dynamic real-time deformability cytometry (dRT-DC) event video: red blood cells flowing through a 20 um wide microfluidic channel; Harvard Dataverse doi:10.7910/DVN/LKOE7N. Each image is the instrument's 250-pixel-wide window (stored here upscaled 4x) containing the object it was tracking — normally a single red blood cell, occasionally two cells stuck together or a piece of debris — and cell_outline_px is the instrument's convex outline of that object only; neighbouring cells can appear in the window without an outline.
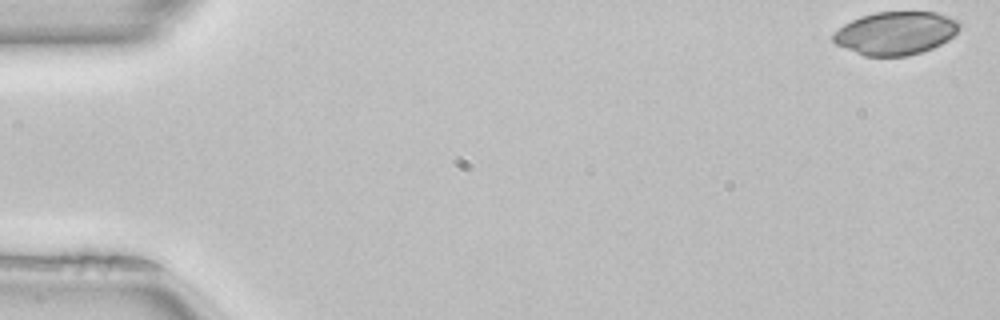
{"species": "common noctule bat (a hibernating species)", "species_latin": "Nyctalus noctula", "temperature_condition": "room temperature", "stored_images_in_passage": 51, "camera_frame_rate_fps": 3000, "um_per_image_px": 0.085, "animal": {"sex": "female", "body_mass_g": 22.7, "forearm_length_mm": 54.2}, "frame": {"image": 1, "passage_image": 1, "time_ms": 0.0, "image_size_px": [1000, 320], "cell_outline_px": [[960, 28], [948, 40], [932, 48], [920, 52], [904, 56], [864, 56], [836, 44], [832, 40], [832, 36], [844, 24], [860, 16], [876, 12], [936, 12], [948, 16], [956, 20], [960, 24]], "centroid_in_image_um": [76.13, 2.81], "position_along_channel_um": 8.9, "area_um2": 31.5}}
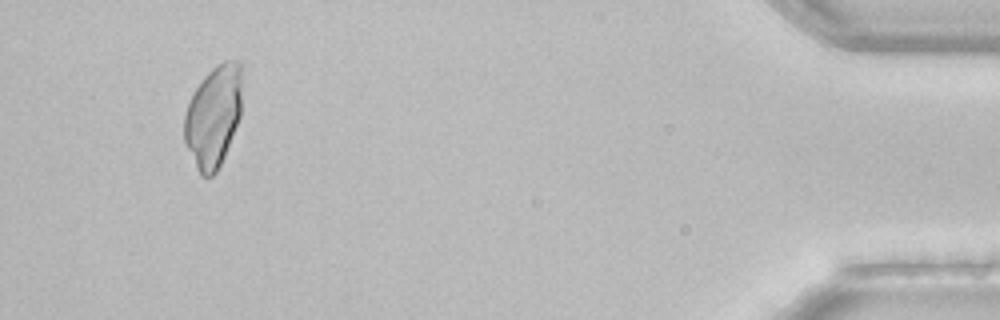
{"frame": {"image": 2, "passage_image": 48, "time_ms": 15.667, "image_size_px": [1000, 320], "cell_outline_px": [[244, 64], [240, 116], [224, 156], [216, 172], [212, 176], [200, 176], [184, 144], [184, 112], [196, 88], [204, 76], [216, 64], [224, 60], [240, 60]], "centroid_in_image_um": [18.16, 9.82], "position_along_channel_um": 417.0, "area_um2": 34.8}}